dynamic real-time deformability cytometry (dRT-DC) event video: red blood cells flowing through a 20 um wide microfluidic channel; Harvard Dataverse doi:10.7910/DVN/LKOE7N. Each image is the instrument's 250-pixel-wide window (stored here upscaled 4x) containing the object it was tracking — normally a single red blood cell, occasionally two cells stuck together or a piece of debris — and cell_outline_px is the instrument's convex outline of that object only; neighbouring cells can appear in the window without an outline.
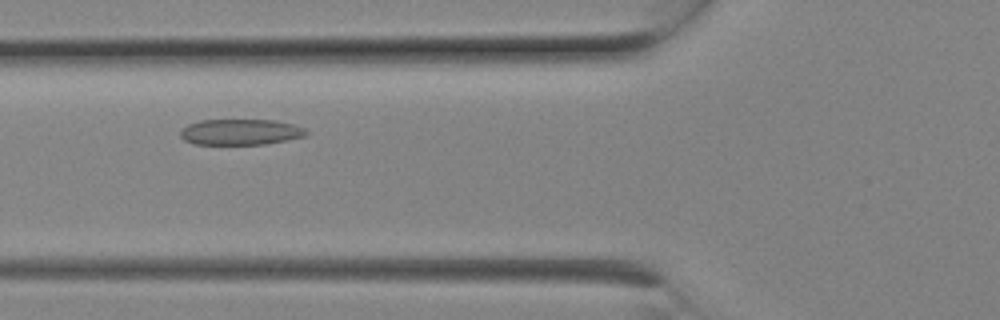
{"species": "Egyptian fruit bat (a non-hibernating species)", "species_latin": "Rousettus aegyptiacus", "temperature_condition": "room temperature", "stored_images_in_passage": 6, "camera_frame_rate_fps": 3000, "um_per_image_px": 0.085, "animal": {"sex": "female"}, "frame": {"image": 1, "passage_image": 5, "time_ms": 1.333, "image_size_px": [1000, 320], "cell_outline_px": [[308, 132], [304, 136], [264, 144], [192, 144], [184, 140], [180, 136], [180, 132], [188, 124], [200, 120], [276, 120], [292, 124], [304, 128]], "centroid_in_image_um": [20.41, 11.22], "position_along_channel_um": 105.4, "area_um2": 18.79}}
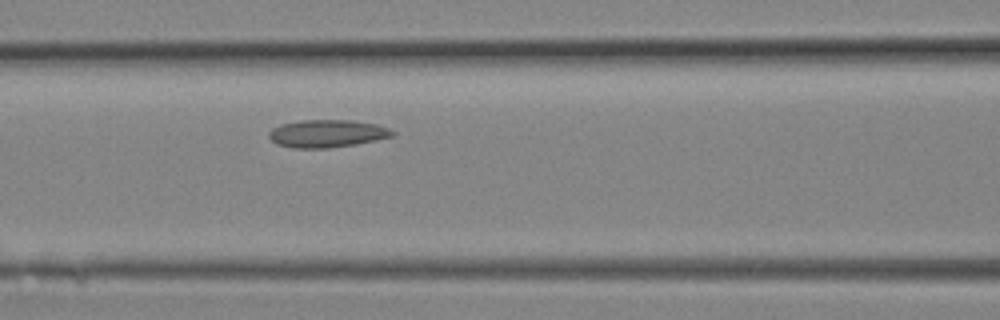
{"frame": {"image": 2, "passage_image": 6, "time_ms": 1.667, "image_size_px": [1000, 320], "cell_outline_px": [[396, 132], [392, 136], [376, 140], [356, 144], [328, 148], [292, 148], [276, 144], [268, 136], [268, 132], [272, 128], [280, 124], [300, 120], [352, 120], [376, 124], [388, 128]], "centroid_in_image_um": [27.77, 11.35], "position_along_channel_um": 138.8, "area_um2": 20.0}}